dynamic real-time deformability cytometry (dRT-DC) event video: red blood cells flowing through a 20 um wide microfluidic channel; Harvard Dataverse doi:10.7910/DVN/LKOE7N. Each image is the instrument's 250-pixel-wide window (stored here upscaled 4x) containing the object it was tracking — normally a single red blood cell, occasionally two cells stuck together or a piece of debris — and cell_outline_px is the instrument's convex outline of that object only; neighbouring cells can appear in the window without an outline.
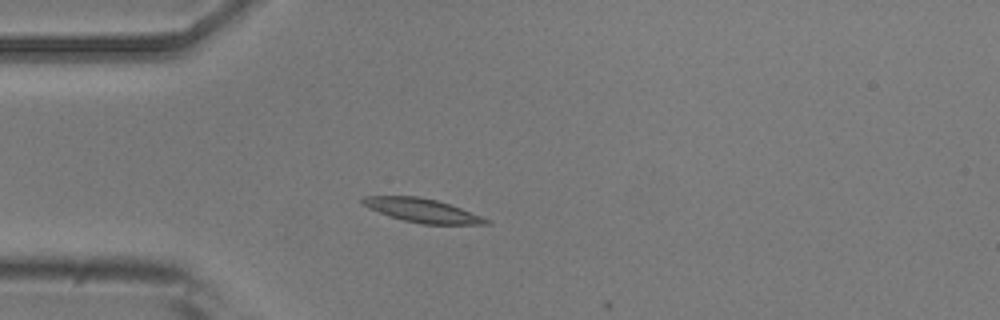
{"species": "common noctule bat (a hibernating species)", "species_latin": "Nyctalus noctula", "temperature_condition": "room temperature", "stored_images_in_passage": 3, "camera_frame_rate_fps": 3000, "um_per_image_px": 0.085, "animal": {"sex": "male", "body_mass_g": 20.5, "forearm_length_mm": 52.5}, "frame": {"image": 1, "passage_image": 3, "time_ms": 3.0, "image_size_px": [1000, 320], "cell_outline_px": [[492, 224], [420, 224], [388, 216], [368, 208], [360, 200], [364, 196], [416, 196], [436, 200], [460, 208], [492, 220]], "centroid_in_image_um": [35.89, 17.89], "position_along_channel_um": 49.1, "area_um2": 16.99}}